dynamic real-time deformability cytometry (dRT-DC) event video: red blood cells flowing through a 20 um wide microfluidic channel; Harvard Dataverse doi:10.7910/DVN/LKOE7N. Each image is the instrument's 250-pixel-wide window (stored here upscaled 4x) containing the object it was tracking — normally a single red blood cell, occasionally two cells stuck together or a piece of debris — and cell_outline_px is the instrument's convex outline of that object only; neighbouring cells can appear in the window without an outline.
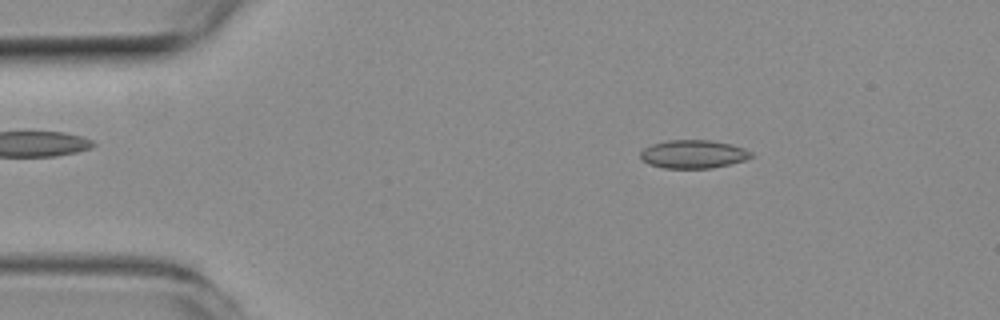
{"species": "common noctule bat (a hibernating species)", "species_latin": "Nyctalus noctula", "temperature_condition": "room temperature", "stored_images_in_passage": 50, "camera_frame_rate_fps": 3000, "um_per_image_px": 0.085, "animal": {"sex": "female", "body_mass_g": 19.3, "forearm_length_mm": 54.1}, "frame": {"image": 1, "passage_image": 7, "time_ms": 2.0, "image_size_px": [1000, 320], "cell_outline_px": [[752, 156], [744, 160], [732, 164], [712, 168], [664, 168], [648, 164], [640, 156], [640, 152], [644, 148], [652, 144], [668, 140], [708, 140], [732, 144], [744, 148], [752, 152]], "centroid_in_image_um": [58.94, 13.1], "position_along_channel_um": 26.1, "area_um2": 18.26}}
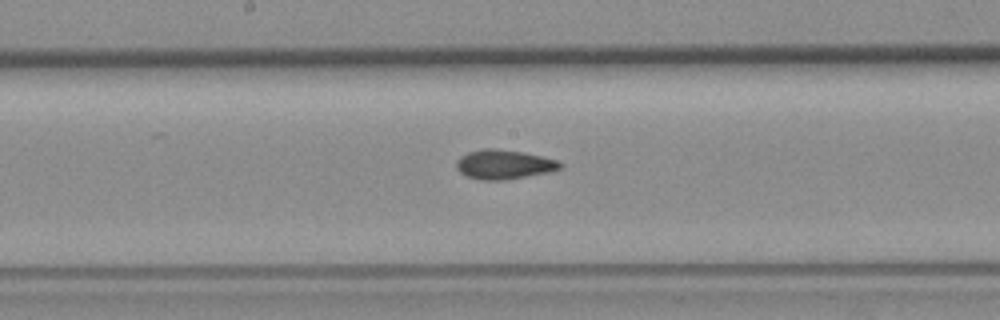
{"frame": {"image": 2, "passage_image": 25, "time_ms": 8.0, "image_size_px": [1000, 320], "cell_outline_px": [[564, 168], [548, 172], [504, 180], [480, 180], [464, 176], [456, 168], [456, 160], [460, 156], [468, 152], [484, 148], [496, 148], [524, 152], [556, 160], [564, 164]], "centroid_in_image_um": [42.81, 13.98], "position_along_channel_um": 205.4, "area_um2": 17.92}}
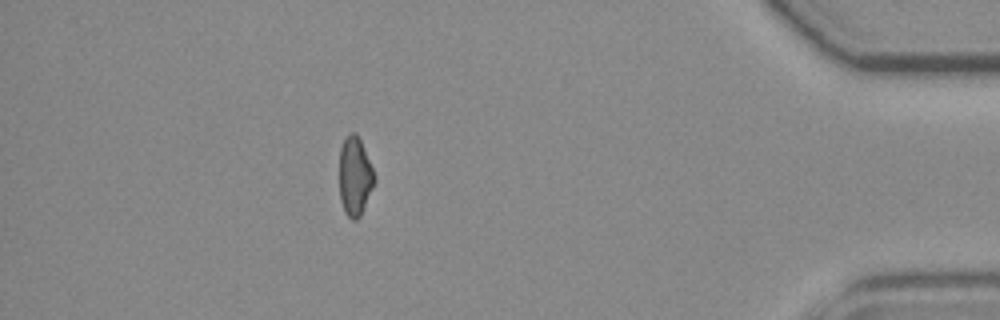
{"frame": {"image": 3, "passage_image": 44, "time_ms": 14.333, "image_size_px": [1000, 320], "cell_outline_px": [[376, 180], [360, 216], [356, 220], [352, 220], [344, 212], [340, 200], [340, 148], [348, 132], [356, 132], [360, 140], [376, 176]], "centroid_in_image_um": [30.16, 14.99], "position_along_channel_um": 405.0, "area_um2": 16.07}, "authors_computed_cell_mechanics": {"area_um2": 17.2822, "velocity_mm_per_s": 3.9945, "shape_relaxation_time_tau1_ms": null, "shape_relaxation_time_tau2_ms": 2.9904, "deformation_change_tau1": null, "deformation_change_tau2": 0.0953}}